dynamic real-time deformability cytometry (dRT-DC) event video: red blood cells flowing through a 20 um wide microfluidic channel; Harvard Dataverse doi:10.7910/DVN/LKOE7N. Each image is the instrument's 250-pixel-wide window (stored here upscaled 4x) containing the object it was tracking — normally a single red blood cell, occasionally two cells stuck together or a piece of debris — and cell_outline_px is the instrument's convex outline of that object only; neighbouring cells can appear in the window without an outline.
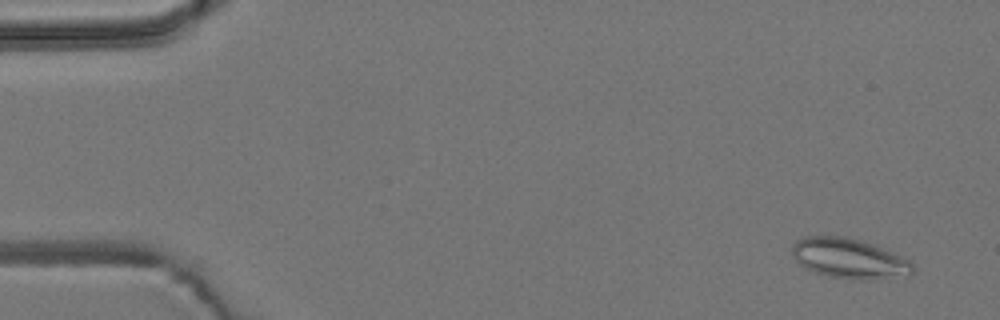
{"species": "common noctule bat (a hibernating species)", "species_latin": "Nyctalus noctula", "temperature_condition": "room temperature", "stored_images_in_passage": 54, "camera_frame_rate_fps": 3000, "um_per_image_px": 0.085, "animal": {"sex": "male", "body_mass_g": 19.2, "forearm_length_mm": 51.8}, "frame": {"image": 1, "passage_image": 4, "time_ms": 1.0, "image_size_px": [1000, 320], "cell_outline_px": [[912, 272], [868, 280], [860, 280], [832, 276], [812, 272], [804, 268], [796, 260], [792, 252], [792, 244], [796, 240], [804, 236], [844, 236], [876, 244], [908, 260], [912, 264]], "centroid_in_image_um": [72.08, 21.93], "position_along_channel_um": 12.9, "area_um2": 27.74}}
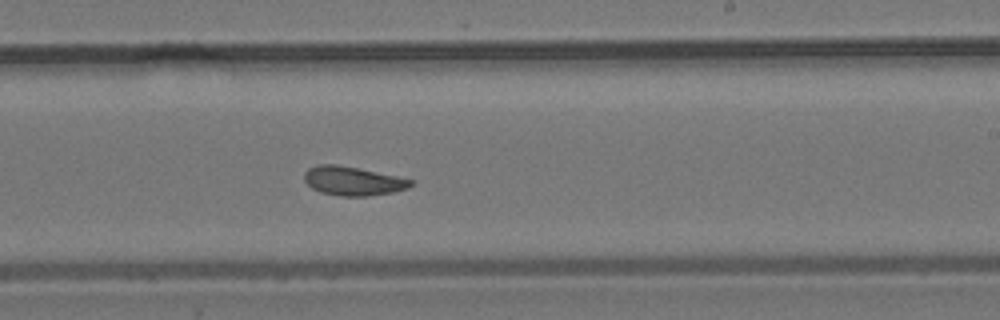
{"frame": {"image": 2, "passage_image": 33, "time_ms": 10.667, "image_size_px": [1000, 320], "cell_outline_px": [[412, 184], [408, 188], [392, 192], [368, 196], [340, 196], [320, 192], [312, 188], [304, 180], [304, 172], [308, 168], [320, 164], [336, 164], [396, 176], [412, 180]], "centroid_in_image_um": [29.95, 15.39], "position_along_channel_um": 259.0, "area_um2": 17.74}}
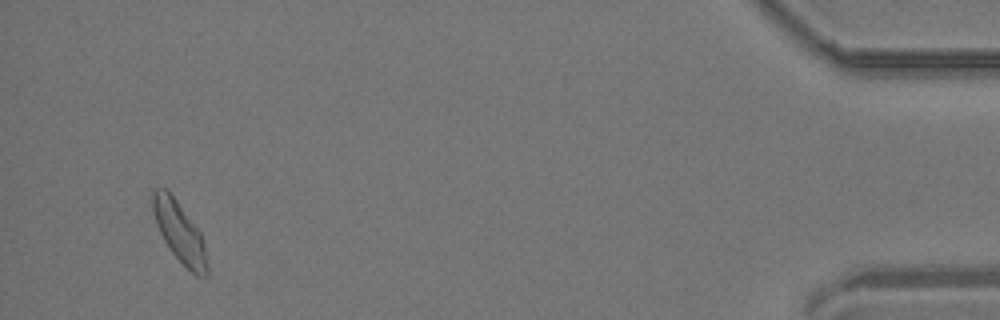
{"frame": {"image": 3, "passage_image": 52, "time_ms": 17.0, "image_size_px": [1000, 320], "cell_outline_px": [[208, 276], [196, 276], [172, 252], [164, 240], [156, 224], [152, 212], [152, 188], [168, 188], [200, 232], [204, 244], [208, 268]], "centroid_in_image_um": [15.24, 19.68], "position_along_channel_um": 420.0, "area_um2": 19.07}, "authors_computed_cell_mechanics": {"area_um2": 18.6983, "velocity_mm_per_s": 3.8185, "shape_relaxation_time_tau1_ms": null, "shape_relaxation_time_tau2_ms": 2.9233, "deformation_change_tau1": null, "deformation_change_tau2": 0.0913}}